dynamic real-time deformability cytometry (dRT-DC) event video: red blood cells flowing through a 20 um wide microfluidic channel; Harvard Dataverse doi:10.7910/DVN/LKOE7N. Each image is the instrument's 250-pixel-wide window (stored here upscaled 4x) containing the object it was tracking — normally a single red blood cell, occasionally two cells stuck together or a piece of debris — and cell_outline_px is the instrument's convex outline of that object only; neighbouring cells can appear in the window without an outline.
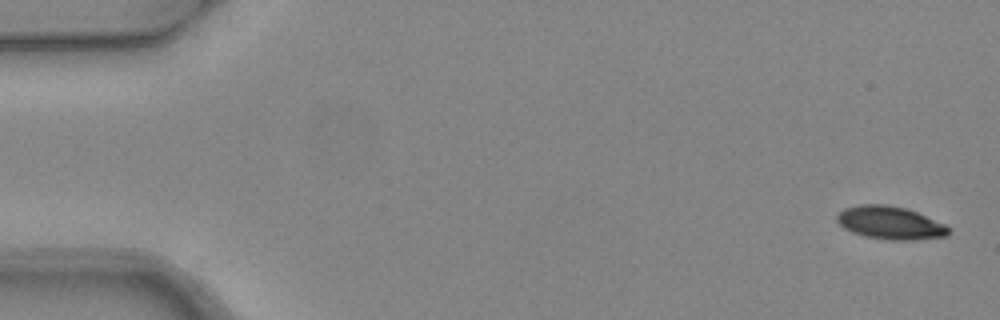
{"species": "common noctule bat (a hibernating species)", "species_latin": "Nyctalus noctula", "temperature_condition": "warm", "stored_images_in_passage": 7, "camera_frame_rate_fps": 3000, "um_per_image_px": 0.085, "animal": {"sex": "female", "body_mass_g": 24.6, "forearm_length_mm": 56.2}, "frame": {"image": 1, "passage_image": 1, "time_ms": 0.0, "image_size_px": [1000, 320], "cell_outline_px": [[948, 236], [912, 240], [892, 240], [864, 236], [852, 232], [844, 228], [836, 220], [836, 216], [844, 208], [860, 204], [888, 204], [908, 208], [944, 224], [948, 228]], "centroid_in_image_um": [75.64, 18.93], "position_along_channel_um": 9.4, "area_um2": 21.44}}
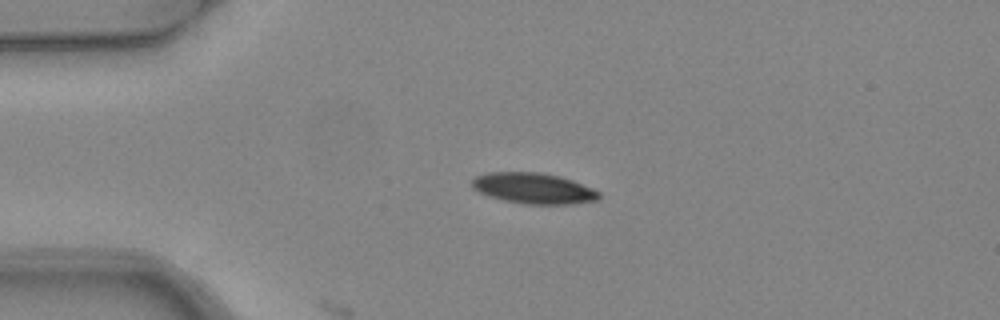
{"frame": {"image": 2, "passage_image": 4, "time_ms": 1.0, "image_size_px": [1000, 320], "cell_outline_px": [[600, 196], [596, 200], [572, 204], [524, 204], [504, 200], [488, 196], [472, 188], [472, 180], [476, 176], [488, 172], [540, 172], [560, 176], [572, 180], [592, 188], [600, 192]], "centroid_in_image_um": [45.34, 16.0], "position_along_channel_um": 39.7, "area_um2": 22.77}}